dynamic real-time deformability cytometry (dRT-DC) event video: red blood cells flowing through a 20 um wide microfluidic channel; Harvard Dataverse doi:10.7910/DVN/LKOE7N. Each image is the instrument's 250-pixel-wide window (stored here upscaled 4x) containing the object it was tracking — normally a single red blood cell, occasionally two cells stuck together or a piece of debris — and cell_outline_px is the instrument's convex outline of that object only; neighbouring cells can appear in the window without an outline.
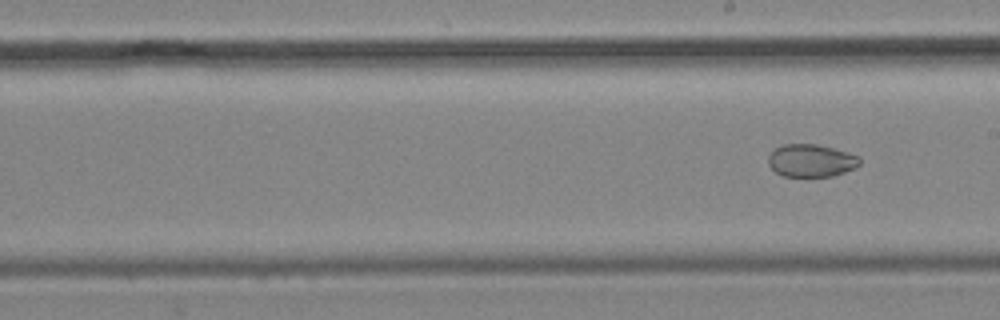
{"species": "common noctule bat (a hibernating species)", "species_latin": "Nyctalus noctula", "temperature_condition": "cold", "stored_images_in_passage": 8, "camera_frame_rate_fps": 3000, "um_per_image_px": 0.085, "animal": {"sex": "male", "body_mass_g": 19.2, "forearm_length_mm": 51.8}, "frame": {"image": 1, "passage_image": 8, "time_ms": 8.333, "image_size_px": [1000, 320], "cell_outline_px": [[860, 164], [856, 168], [832, 176], [784, 176], [776, 172], [768, 164], [768, 156], [780, 144], [816, 144], [832, 148], [860, 156]], "centroid_in_image_um": [68.95, 13.64], "position_along_channel_um": 220.1, "area_um2": 17.34}}